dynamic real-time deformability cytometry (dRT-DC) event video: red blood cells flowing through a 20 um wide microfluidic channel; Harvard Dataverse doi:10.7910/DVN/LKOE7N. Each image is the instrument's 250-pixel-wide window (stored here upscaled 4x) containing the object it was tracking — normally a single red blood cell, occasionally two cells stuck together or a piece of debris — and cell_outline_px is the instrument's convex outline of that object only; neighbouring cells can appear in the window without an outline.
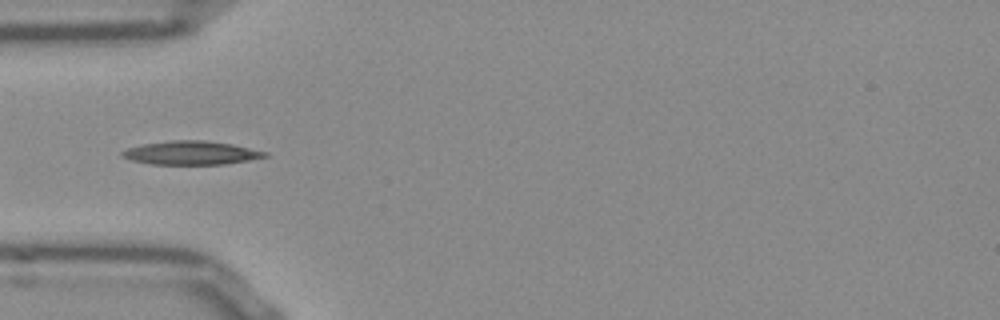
{"species": "Egyptian fruit bat (a non-hibernating species)", "species_latin": "Rousettus aegyptiacus", "temperature_condition": "room temperature", "stored_images_in_passage": 37, "camera_frame_rate_fps": 3000, "um_per_image_px": 0.085, "frame": {"image": 1, "passage_image": 1, "time_ms": 0.0, "image_size_px": [1000, 320], "cell_outline_px": [[268, 156], [248, 160], [224, 164], [152, 164], [132, 160], [120, 156], [120, 152], [128, 148], [144, 144], [172, 140], [204, 140], [232, 144], [268, 152]], "centroid_in_image_um": [16.24, 12.99], "position_along_channel_um": 68.8, "area_um2": 19.48}}
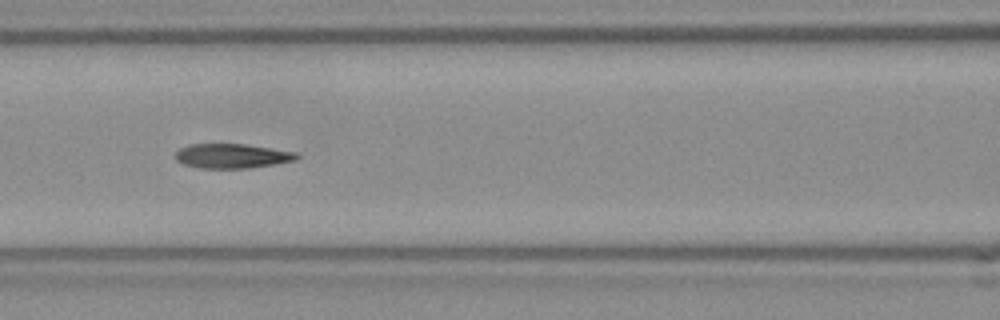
{"frame": {"image": 2, "passage_image": 7, "time_ms": 2.0, "image_size_px": [1000, 320], "cell_outline_px": [[300, 156], [296, 160], [248, 168], [200, 168], [184, 164], [176, 160], [176, 152], [180, 148], [188, 144], [244, 144], [296, 152]], "centroid_in_image_um": [19.71, 13.25], "position_along_channel_um": 146.9, "area_um2": 17.17}}
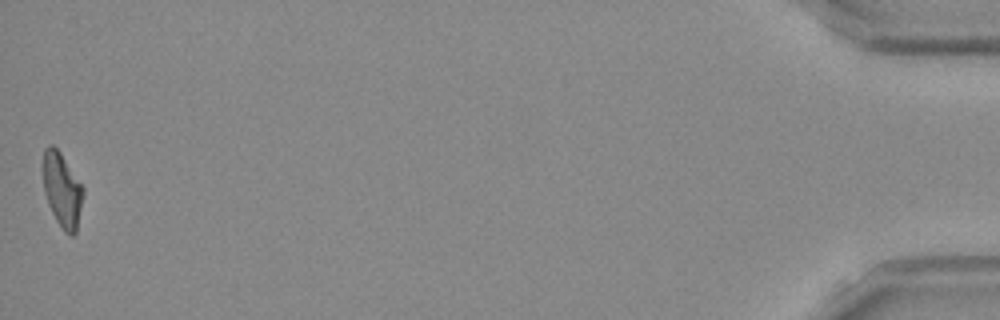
{"frame": {"image": 3, "passage_image": 37, "time_ms": 12.0, "image_size_px": [1000, 320], "cell_outline_px": [[84, 192], [76, 232], [72, 236], [64, 232], [56, 220], [48, 204], [44, 192], [40, 164], [44, 148], [48, 144], [52, 144], [60, 152], [84, 188]], "centroid_in_image_um": [5.23, 16.09], "position_along_channel_um": 430.0, "area_um2": 17.8}, "authors_computed_cell_mechanics": {"area_um2": 17.8024, "velocity_mm_per_s": 3.8587, "shape_relaxation_time_tau1_ms": 5.7518, "shape_relaxation_time_tau2_ms": 4.9114, "deformation_change_tau1": 0.1968, "deformation_change_tau2": 0.1161}}